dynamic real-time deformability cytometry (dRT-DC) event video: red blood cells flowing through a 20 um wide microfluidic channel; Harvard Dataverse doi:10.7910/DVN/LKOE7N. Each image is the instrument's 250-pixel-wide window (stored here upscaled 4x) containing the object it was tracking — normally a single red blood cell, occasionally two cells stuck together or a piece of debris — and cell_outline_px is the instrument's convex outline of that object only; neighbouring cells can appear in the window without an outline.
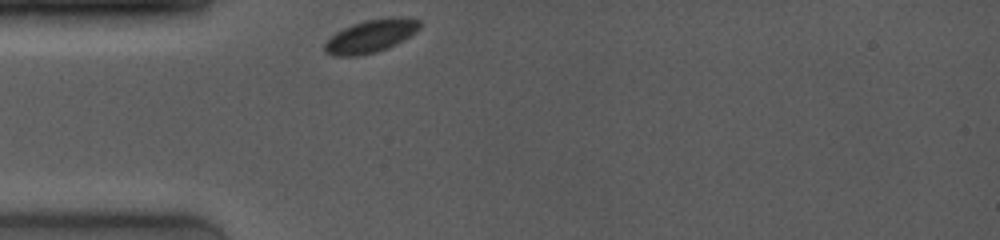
{"species": "common noctule bat (a hibernating species)", "species_latin": "Nyctalus noctula", "temperature_condition": "room temperature", "stored_images_in_passage": 20, "camera_frame_rate_fps": 4000, "um_per_image_px": 0.085, "animal": {"sex": "female", "body_mass_g": 19.0, "forearm_length_mm": 53.3}, "frame": {"image": 1, "passage_image": 1, "time_ms": 0.0, "image_size_px": [1000, 240], "cell_outline_px": [[420, 28], [396, 44], [376, 52], [356, 56], [332, 56], [324, 52], [324, 44], [336, 32], [352, 24], [364, 20], [392, 16], [400, 16], [420, 20]], "centroid_in_image_um": [31.5, 3.06], "position_along_channel_um": 53.5, "area_um2": 18.21}}
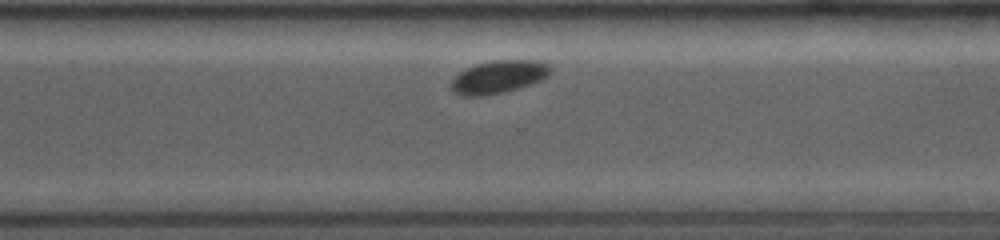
{"frame": {"image": 2, "passage_image": 16, "time_ms": 7.5, "image_size_px": [1000, 240], "cell_outline_px": [[552, 72], [548, 76], [540, 80], [516, 88], [484, 96], [460, 96], [452, 92], [448, 84], [464, 68], [476, 64], [492, 60], [536, 60], [548, 64], [552, 68]], "centroid_in_image_um": [42.33, 6.53], "position_along_channel_um": 328.3, "area_um2": 19.07}}
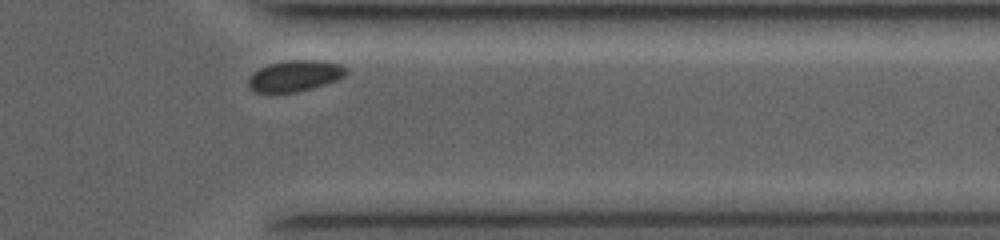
{"frame": {"image": 3, "passage_image": 19, "time_ms": 9.0, "image_size_px": [1000, 240], "cell_outline_px": [[348, 72], [344, 76], [336, 80], [312, 88], [296, 92], [256, 92], [248, 88], [248, 80], [252, 72], [268, 64], [288, 60], [324, 60], [340, 64], [348, 68]], "centroid_in_image_um": [25.07, 6.43], "position_along_channel_um": 386.3, "area_um2": 17.8}, "authors_computed_cell_mechanics": {"area_um2": 19.0162, "velocity_mm_per_s": 3.769, "shape_relaxation_time_tau1_ms": 0.6505, "shape_relaxation_time_tau2_ms": null, "deformation_change_tau1": 0.0462, "deformation_change_tau2": null}}